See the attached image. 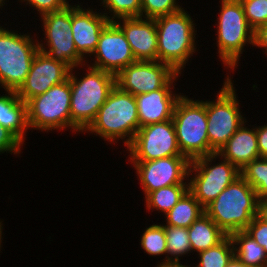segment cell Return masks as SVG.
Segmentation results:
<instances>
[{"label":"cell","instance_id":"1","mask_svg":"<svg viewBox=\"0 0 267 267\" xmlns=\"http://www.w3.org/2000/svg\"><path fill=\"white\" fill-rule=\"evenodd\" d=\"M89 69L82 79L70 70L71 86V130L84 132L95 120L101 106L116 86V76L107 71L87 66ZM73 73V74H72Z\"/></svg>","mask_w":267,"mask_h":267},{"label":"cell","instance_id":"2","mask_svg":"<svg viewBox=\"0 0 267 267\" xmlns=\"http://www.w3.org/2000/svg\"><path fill=\"white\" fill-rule=\"evenodd\" d=\"M256 191L240 175L208 204L205 213L227 235L244 230L257 214Z\"/></svg>","mask_w":267,"mask_h":267},{"label":"cell","instance_id":"3","mask_svg":"<svg viewBox=\"0 0 267 267\" xmlns=\"http://www.w3.org/2000/svg\"><path fill=\"white\" fill-rule=\"evenodd\" d=\"M139 128L135 96L115 86L85 132L95 133L111 143L123 139L128 147Z\"/></svg>","mask_w":267,"mask_h":267},{"label":"cell","instance_id":"4","mask_svg":"<svg viewBox=\"0 0 267 267\" xmlns=\"http://www.w3.org/2000/svg\"><path fill=\"white\" fill-rule=\"evenodd\" d=\"M193 22L184 9L155 19L158 61L171 66L179 74L196 50Z\"/></svg>","mask_w":267,"mask_h":267},{"label":"cell","instance_id":"5","mask_svg":"<svg viewBox=\"0 0 267 267\" xmlns=\"http://www.w3.org/2000/svg\"><path fill=\"white\" fill-rule=\"evenodd\" d=\"M179 149L189 161L216 153L209 145L206 101L182 95L172 117Z\"/></svg>","mask_w":267,"mask_h":267},{"label":"cell","instance_id":"6","mask_svg":"<svg viewBox=\"0 0 267 267\" xmlns=\"http://www.w3.org/2000/svg\"><path fill=\"white\" fill-rule=\"evenodd\" d=\"M217 18L218 53L224 66L234 71L244 46L253 45L254 29L249 25L240 0H221Z\"/></svg>","mask_w":267,"mask_h":267},{"label":"cell","instance_id":"7","mask_svg":"<svg viewBox=\"0 0 267 267\" xmlns=\"http://www.w3.org/2000/svg\"><path fill=\"white\" fill-rule=\"evenodd\" d=\"M29 34L15 33L0 27V85L17 91L26 80L31 63L39 50Z\"/></svg>","mask_w":267,"mask_h":267},{"label":"cell","instance_id":"8","mask_svg":"<svg viewBox=\"0 0 267 267\" xmlns=\"http://www.w3.org/2000/svg\"><path fill=\"white\" fill-rule=\"evenodd\" d=\"M217 157L219 154L213 153L190 161L188 178L193 172L195 175L188 182V190L204 208L241 175L240 170L224 158L213 165Z\"/></svg>","mask_w":267,"mask_h":267},{"label":"cell","instance_id":"9","mask_svg":"<svg viewBox=\"0 0 267 267\" xmlns=\"http://www.w3.org/2000/svg\"><path fill=\"white\" fill-rule=\"evenodd\" d=\"M70 100L69 78L52 86L44 94L31 98L26 103L29 129L48 132L52 129L71 128Z\"/></svg>","mask_w":267,"mask_h":267},{"label":"cell","instance_id":"10","mask_svg":"<svg viewBox=\"0 0 267 267\" xmlns=\"http://www.w3.org/2000/svg\"><path fill=\"white\" fill-rule=\"evenodd\" d=\"M225 79L216 102L214 100L206 101L209 145L216 153L240 126L246 123V119L241 115L239 109L234 84L229 76Z\"/></svg>","mask_w":267,"mask_h":267},{"label":"cell","instance_id":"11","mask_svg":"<svg viewBox=\"0 0 267 267\" xmlns=\"http://www.w3.org/2000/svg\"><path fill=\"white\" fill-rule=\"evenodd\" d=\"M41 18L46 45L48 44L49 49L38 42L39 50L51 58L67 64L71 69L85 65L84 58L77 52L73 40L72 5H68L60 11L43 14Z\"/></svg>","mask_w":267,"mask_h":267},{"label":"cell","instance_id":"12","mask_svg":"<svg viewBox=\"0 0 267 267\" xmlns=\"http://www.w3.org/2000/svg\"><path fill=\"white\" fill-rule=\"evenodd\" d=\"M127 149L129 161H151L169 156H183L172 119L140 127Z\"/></svg>","mask_w":267,"mask_h":267},{"label":"cell","instance_id":"13","mask_svg":"<svg viewBox=\"0 0 267 267\" xmlns=\"http://www.w3.org/2000/svg\"><path fill=\"white\" fill-rule=\"evenodd\" d=\"M179 73L159 61L136 60L116 75V86L133 96L171 87Z\"/></svg>","mask_w":267,"mask_h":267},{"label":"cell","instance_id":"14","mask_svg":"<svg viewBox=\"0 0 267 267\" xmlns=\"http://www.w3.org/2000/svg\"><path fill=\"white\" fill-rule=\"evenodd\" d=\"M136 169L145 197L162 187L184 183L190 161L185 156H169L151 161H130Z\"/></svg>","mask_w":267,"mask_h":267},{"label":"cell","instance_id":"15","mask_svg":"<svg viewBox=\"0 0 267 267\" xmlns=\"http://www.w3.org/2000/svg\"><path fill=\"white\" fill-rule=\"evenodd\" d=\"M93 54L96 60L91 67L115 76L124 67L136 61L124 32L114 21H110L103 28Z\"/></svg>","mask_w":267,"mask_h":267},{"label":"cell","instance_id":"16","mask_svg":"<svg viewBox=\"0 0 267 267\" xmlns=\"http://www.w3.org/2000/svg\"><path fill=\"white\" fill-rule=\"evenodd\" d=\"M71 68L48 54L38 50L24 83L16 91L17 96L24 102L44 94L52 86L67 80Z\"/></svg>","mask_w":267,"mask_h":267},{"label":"cell","instance_id":"17","mask_svg":"<svg viewBox=\"0 0 267 267\" xmlns=\"http://www.w3.org/2000/svg\"><path fill=\"white\" fill-rule=\"evenodd\" d=\"M119 20L117 19L114 22L124 32L135 60L158 61L155 19L131 17L119 18Z\"/></svg>","mask_w":267,"mask_h":267},{"label":"cell","instance_id":"18","mask_svg":"<svg viewBox=\"0 0 267 267\" xmlns=\"http://www.w3.org/2000/svg\"><path fill=\"white\" fill-rule=\"evenodd\" d=\"M81 5L72 6V33L77 52L85 58V54L93 55L103 28L110 22L105 13H98Z\"/></svg>","mask_w":267,"mask_h":267},{"label":"cell","instance_id":"19","mask_svg":"<svg viewBox=\"0 0 267 267\" xmlns=\"http://www.w3.org/2000/svg\"><path fill=\"white\" fill-rule=\"evenodd\" d=\"M172 87L135 96L140 127L171 120L177 101L182 95L172 92Z\"/></svg>","mask_w":267,"mask_h":267},{"label":"cell","instance_id":"20","mask_svg":"<svg viewBox=\"0 0 267 267\" xmlns=\"http://www.w3.org/2000/svg\"><path fill=\"white\" fill-rule=\"evenodd\" d=\"M245 123L229 138L227 143L218 151L219 157L230 161L239 170L249 162L260 158L256 127L248 129Z\"/></svg>","mask_w":267,"mask_h":267},{"label":"cell","instance_id":"21","mask_svg":"<svg viewBox=\"0 0 267 267\" xmlns=\"http://www.w3.org/2000/svg\"><path fill=\"white\" fill-rule=\"evenodd\" d=\"M8 95L0 96V125L9 130L22 144L29 129L27 122V104L16 91L6 90Z\"/></svg>","mask_w":267,"mask_h":267},{"label":"cell","instance_id":"22","mask_svg":"<svg viewBox=\"0 0 267 267\" xmlns=\"http://www.w3.org/2000/svg\"><path fill=\"white\" fill-rule=\"evenodd\" d=\"M191 251L197 253L220 243L227 235L206 214H202L188 228Z\"/></svg>","mask_w":267,"mask_h":267},{"label":"cell","instance_id":"23","mask_svg":"<svg viewBox=\"0 0 267 267\" xmlns=\"http://www.w3.org/2000/svg\"><path fill=\"white\" fill-rule=\"evenodd\" d=\"M230 237L234 245V255L246 266L267 267V254L264 248L244 230L235 232Z\"/></svg>","mask_w":267,"mask_h":267},{"label":"cell","instance_id":"24","mask_svg":"<svg viewBox=\"0 0 267 267\" xmlns=\"http://www.w3.org/2000/svg\"><path fill=\"white\" fill-rule=\"evenodd\" d=\"M204 213V207L188 190L177 204L165 214L166 225L189 228Z\"/></svg>","mask_w":267,"mask_h":267},{"label":"cell","instance_id":"25","mask_svg":"<svg viewBox=\"0 0 267 267\" xmlns=\"http://www.w3.org/2000/svg\"><path fill=\"white\" fill-rule=\"evenodd\" d=\"M188 191V184H177L162 187L158 190L150 192L145 197L146 209L160 210L163 213L170 211L180 200V198Z\"/></svg>","mask_w":267,"mask_h":267},{"label":"cell","instance_id":"26","mask_svg":"<svg viewBox=\"0 0 267 267\" xmlns=\"http://www.w3.org/2000/svg\"><path fill=\"white\" fill-rule=\"evenodd\" d=\"M199 264L196 267H225L234 256V245L230 236H226L216 246L198 253Z\"/></svg>","mask_w":267,"mask_h":267},{"label":"cell","instance_id":"27","mask_svg":"<svg viewBox=\"0 0 267 267\" xmlns=\"http://www.w3.org/2000/svg\"><path fill=\"white\" fill-rule=\"evenodd\" d=\"M240 173L256 191L258 199H267V158L252 160Z\"/></svg>","mask_w":267,"mask_h":267},{"label":"cell","instance_id":"28","mask_svg":"<svg viewBox=\"0 0 267 267\" xmlns=\"http://www.w3.org/2000/svg\"><path fill=\"white\" fill-rule=\"evenodd\" d=\"M165 227L167 255L164 261L177 260L182 255L191 253V245L189 241L188 228L167 226ZM171 255V257H169ZM173 256V258H172Z\"/></svg>","mask_w":267,"mask_h":267},{"label":"cell","instance_id":"29","mask_svg":"<svg viewBox=\"0 0 267 267\" xmlns=\"http://www.w3.org/2000/svg\"><path fill=\"white\" fill-rule=\"evenodd\" d=\"M141 247L152 256L166 255L167 243L164 225L153 224L141 236Z\"/></svg>","mask_w":267,"mask_h":267},{"label":"cell","instance_id":"30","mask_svg":"<svg viewBox=\"0 0 267 267\" xmlns=\"http://www.w3.org/2000/svg\"><path fill=\"white\" fill-rule=\"evenodd\" d=\"M103 7L111 13L107 15L109 21L119 18L141 17V0H101ZM116 18V19H115Z\"/></svg>","mask_w":267,"mask_h":267},{"label":"cell","instance_id":"31","mask_svg":"<svg viewBox=\"0 0 267 267\" xmlns=\"http://www.w3.org/2000/svg\"><path fill=\"white\" fill-rule=\"evenodd\" d=\"M176 0H141V17L156 19L180 11ZM145 14V15H144Z\"/></svg>","mask_w":267,"mask_h":267},{"label":"cell","instance_id":"32","mask_svg":"<svg viewBox=\"0 0 267 267\" xmlns=\"http://www.w3.org/2000/svg\"><path fill=\"white\" fill-rule=\"evenodd\" d=\"M246 20L255 30L267 24V0H240Z\"/></svg>","mask_w":267,"mask_h":267},{"label":"cell","instance_id":"33","mask_svg":"<svg viewBox=\"0 0 267 267\" xmlns=\"http://www.w3.org/2000/svg\"><path fill=\"white\" fill-rule=\"evenodd\" d=\"M244 231L255 239V241L264 248L267 254V224L263 223L255 216Z\"/></svg>","mask_w":267,"mask_h":267},{"label":"cell","instance_id":"34","mask_svg":"<svg viewBox=\"0 0 267 267\" xmlns=\"http://www.w3.org/2000/svg\"><path fill=\"white\" fill-rule=\"evenodd\" d=\"M25 1L31 7L36 8L39 14L42 16L43 14L49 12H56L66 8L69 4L67 0H21V2Z\"/></svg>","mask_w":267,"mask_h":267},{"label":"cell","instance_id":"35","mask_svg":"<svg viewBox=\"0 0 267 267\" xmlns=\"http://www.w3.org/2000/svg\"><path fill=\"white\" fill-rule=\"evenodd\" d=\"M22 143L7 129L0 125V154L11 152L19 154Z\"/></svg>","mask_w":267,"mask_h":267},{"label":"cell","instance_id":"36","mask_svg":"<svg viewBox=\"0 0 267 267\" xmlns=\"http://www.w3.org/2000/svg\"><path fill=\"white\" fill-rule=\"evenodd\" d=\"M257 144L260 158H267V124L256 127Z\"/></svg>","mask_w":267,"mask_h":267},{"label":"cell","instance_id":"37","mask_svg":"<svg viewBox=\"0 0 267 267\" xmlns=\"http://www.w3.org/2000/svg\"><path fill=\"white\" fill-rule=\"evenodd\" d=\"M253 46L263 47L267 55V24L261 25L254 30Z\"/></svg>","mask_w":267,"mask_h":267},{"label":"cell","instance_id":"38","mask_svg":"<svg viewBox=\"0 0 267 267\" xmlns=\"http://www.w3.org/2000/svg\"><path fill=\"white\" fill-rule=\"evenodd\" d=\"M256 217L267 224V199H258Z\"/></svg>","mask_w":267,"mask_h":267},{"label":"cell","instance_id":"39","mask_svg":"<svg viewBox=\"0 0 267 267\" xmlns=\"http://www.w3.org/2000/svg\"><path fill=\"white\" fill-rule=\"evenodd\" d=\"M156 267H191L190 265H182L179 261L177 260H167L163 261L160 264H158ZM195 267V266H194Z\"/></svg>","mask_w":267,"mask_h":267},{"label":"cell","instance_id":"40","mask_svg":"<svg viewBox=\"0 0 267 267\" xmlns=\"http://www.w3.org/2000/svg\"><path fill=\"white\" fill-rule=\"evenodd\" d=\"M225 267H248L235 255L231 258L228 264Z\"/></svg>","mask_w":267,"mask_h":267},{"label":"cell","instance_id":"41","mask_svg":"<svg viewBox=\"0 0 267 267\" xmlns=\"http://www.w3.org/2000/svg\"><path fill=\"white\" fill-rule=\"evenodd\" d=\"M2 225H3V224H2V222L0 221V248L2 247V246H1V242H2V240H1V239H2V228H3Z\"/></svg>","mask_w":267,"mask_h":267},{"label":"cell","instance_id":"42","mask_svg":"<svg viewBox=\"0 0 267 267\" xmlns=\"http://www.w3.org/2000/svg\"><path fill=\"white\" fill-rule=\"evenodd\" d=\"M5 0H0V8L3 6V5H5V2H4ZM4 3V4H3Z\"/></svg>","mask_w":267,"mask_h":267}]
</instances>
